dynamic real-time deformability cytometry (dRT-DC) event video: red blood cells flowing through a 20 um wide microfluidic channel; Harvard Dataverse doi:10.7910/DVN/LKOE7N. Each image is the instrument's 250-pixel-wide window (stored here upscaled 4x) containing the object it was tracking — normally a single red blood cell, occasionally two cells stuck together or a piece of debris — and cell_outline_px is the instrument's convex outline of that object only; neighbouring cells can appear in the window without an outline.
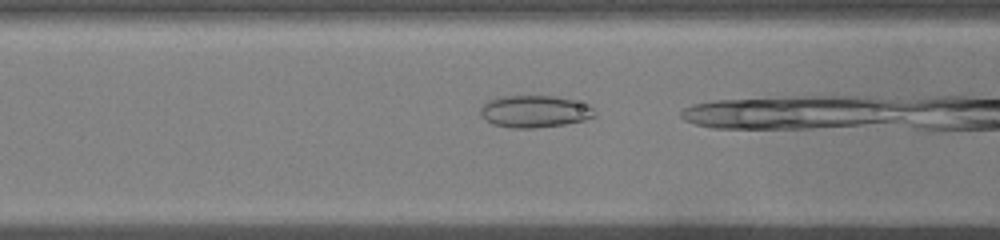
{"species": "common noctule bat (a hibernating species)", "species_latin": "Nyctalus noctula", "temperature_condition": "warm", "stored_images_in_passage": 14, "camera_frame_rate_fps": 3000, "um_per_image_px": 0.085, "animal": {"sex": "male", "body_mass_g": 19.0, "forearm_length_mm": 50.8}, "frame": {"image": 1, "passage_image": 8, "time_ms": 2.333, "image_size_px": [1000, 240], "cell_outline_px": [[596, 116], [584, 120], [564, 124], [532, 128], [512, 128], [492, 124], [480, 116], [480, 108], [488, 100], [500, 96], [552, 96], [572, 100], [588, 104], [596, 112]], "centroid_in_image_um": [45.42, 9.47], "position_along_channel_um": 121.2, "area_um2": 21.33}}